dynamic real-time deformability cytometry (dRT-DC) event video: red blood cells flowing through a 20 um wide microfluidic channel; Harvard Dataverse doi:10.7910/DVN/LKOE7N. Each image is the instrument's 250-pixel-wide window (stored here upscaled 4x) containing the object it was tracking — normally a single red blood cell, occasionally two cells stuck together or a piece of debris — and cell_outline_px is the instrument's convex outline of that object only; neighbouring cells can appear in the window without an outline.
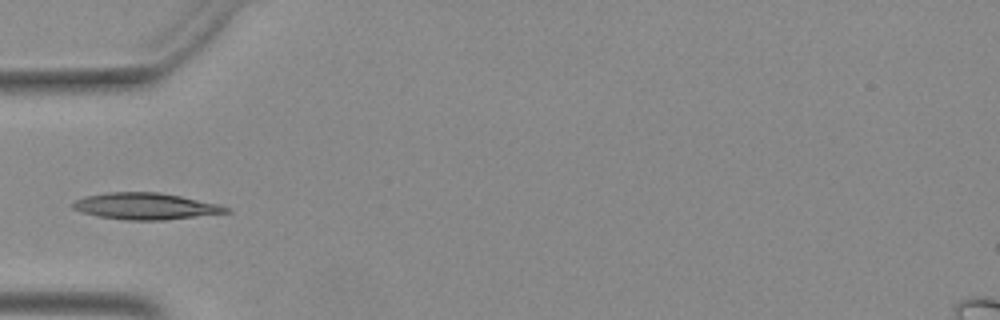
{"species": "Egyptian fruit bat (a non-hibernating species)", "species_latin": "Rousettus aegyptiacus", "temperature_condition": "warm", "stored_images_in_passage": 35, "camera_frame_rate_fps": 3000, "um_per_image_px": 0.085, "animal": {"sex": "female"}, "frame": {"image": 1, "passage_image": 1, "time_ms": 0.0, "image_size_px": [1000, 320], "cell_outline_px": [[232, 212], [164, 220], [124, 220], [100, 216], [80, 212], [72, 208], [72, 204], [76, 200], [88, 196], [108, 192], [160, 192], [220, 204], [232, 208]], "centroid_in_image_um": [12.43, 17.53], "position_along_channel_um": 72.6, "area_um2": 23.7}}
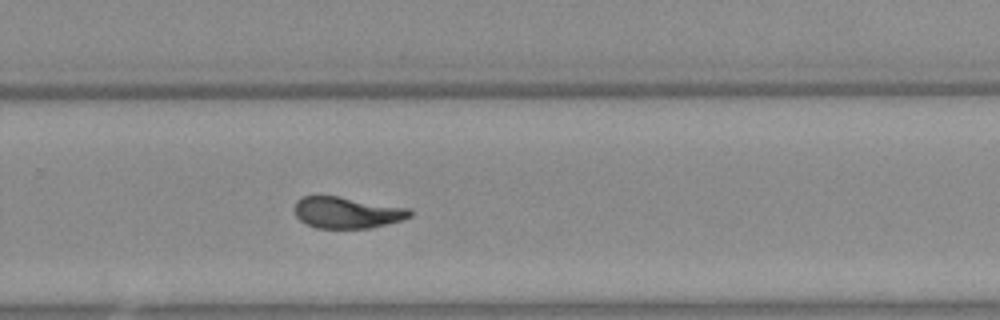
{"frame": {"image": 2, "passage_image": 18, "time_ms": 5.667, "image_size_px": [1000, 320], "cell_outline_px": [[412, 216], [400, 220], [368, 228], [316, 228], [300, 220], [296, 216], [296, 200], [304, 196], [336, 196], [408, 208], [412, 212]], "centroid_in_image_um": [29.47, 18.07], "position_along_channel_um": 300.3, "area_um2": 20.63}}
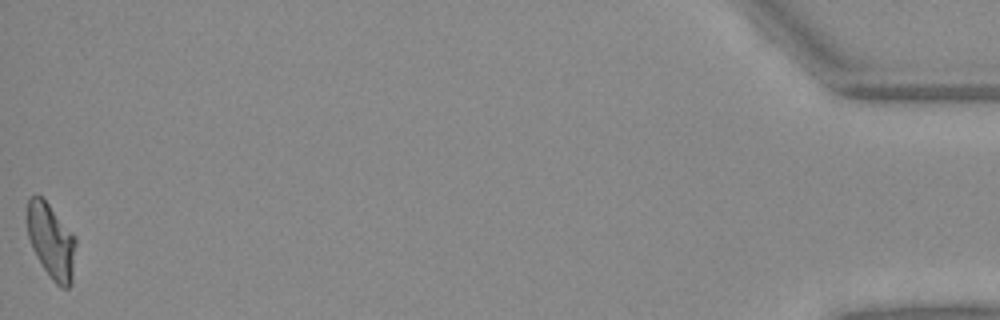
{"frame": {"image": 3, "passage_image": 35, "time_ms": 11.333, "image_size_px": [1000, 320], "cell_outline_px": [[76, 244], [72, 284], [68, 288], [60, 288], [52, 280], [36, 256], [32, 248], [28, 236], [28, 200], [32, 196], [40, 196], [48, 204], [76, 240]], "centroid_in_image_um": [4.36, 20.57], "position_along_channel_um": 430.8, "area_um2": 20.69}}